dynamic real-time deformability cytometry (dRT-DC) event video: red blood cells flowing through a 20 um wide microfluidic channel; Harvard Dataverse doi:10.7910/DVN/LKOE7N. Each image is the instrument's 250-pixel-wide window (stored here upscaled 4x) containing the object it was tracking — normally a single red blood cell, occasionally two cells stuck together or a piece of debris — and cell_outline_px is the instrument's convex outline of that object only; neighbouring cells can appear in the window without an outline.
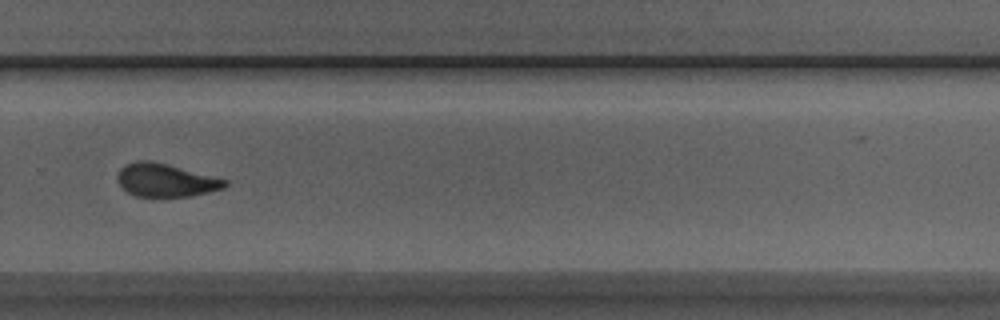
{"species": "Egyptian fruit bat (a non-hibernating species)", "species_latin": "Rousettus aegyptiacus", "temperature_condition": "room temperature", "stored_images_in_passage": 43, "camera_frame_rate_fps": 3000, "um_per_image_px": 0.085, "animal": {"sex": "male"}, "frame": {"image": 1, "passage_image": 31, "time_ms": 10.0, "image_size_px": [1000, 320], "cell_outline_px": [[228, 184], [224, 188], [192, 196], [136, 196], [128, 192], [120, 184], [116, 176], [120, 168], [124, 164], [136, 160], [148, 160], [228, 180]], "centroid_in_image_um": [14.05, 15.31], "position_along_channel_um": 315.7, "area_um2": 20.4}, "authors_computed_cell_mechanics": {"area_um2": 21.4438, "velocity_mm_per_s": 3.8758, "shape_relaxation_time_tau1_ms": 5.6291, "shape_relaxation_time_tau2_ms": 1.4276, "deformation_change_tau1": 0.1391, "deformation_change_tau2": 0.0917}}